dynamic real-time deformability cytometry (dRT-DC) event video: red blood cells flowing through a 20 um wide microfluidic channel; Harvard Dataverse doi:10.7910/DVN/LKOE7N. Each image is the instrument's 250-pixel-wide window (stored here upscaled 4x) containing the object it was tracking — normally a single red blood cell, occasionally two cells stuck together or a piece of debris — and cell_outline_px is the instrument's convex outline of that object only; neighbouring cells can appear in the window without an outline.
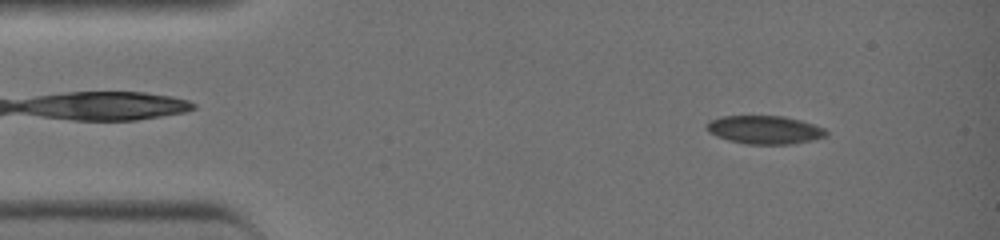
{"species": "common noctule bat (a hibernating species)", "species_latin": "Nyctalus noctula", "temperature_condition": "warm", "stored_images_in_passage": 41, "segment_of_instrument_passage": [1, 2], "camera_frame_rate_fps": 3000, "um_per_image_px": 0.085, "animal": {"sex": "female", "body_mass_g": 19.0, "forearm_length_mm": 51.5}, "frame": {"image": 1, "passage_image": 4, "time_ms": 1.0, "image_size_px": [1000, 240], "cell_outline_px": [[828, 132], [824, 136], [812, 140], [792, 144], [744, 144], [728, 140], [716, 136], [708, 132], [708, 120], [720, 116], [784, 116], [800, 120], [824, 128]], "centroid_in_image_um": [64.96, 11.03], "position_along_channel_um": 20.0, "area_um2": 19.65}}
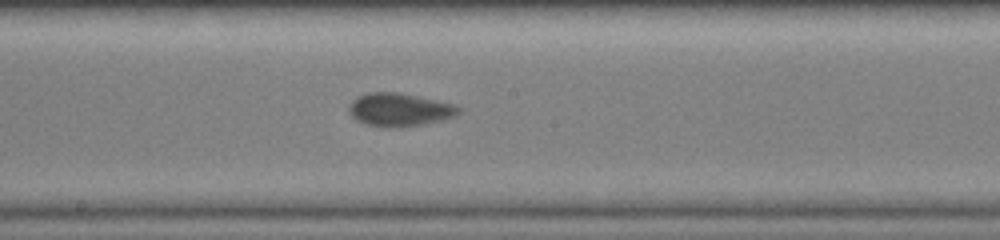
{"frame": {"image": 2, "passage_image": 22, "time_ms": 7.0, "image_size_px": [1000, 240], "cell_outline_px": [[460, 112], [456, 116], [444, 120], [424, 124], [400, 128], [384, 128], [368, 124], [356, 120], [348, 112], [348, 104], [356, 96], [368, 92], [400, 92], [456, 104], [460, 108]], "centroid_in_image_um": [33.96, 9.32], "position_along_channel_um": 214.2, "area_um2": 21.73}}
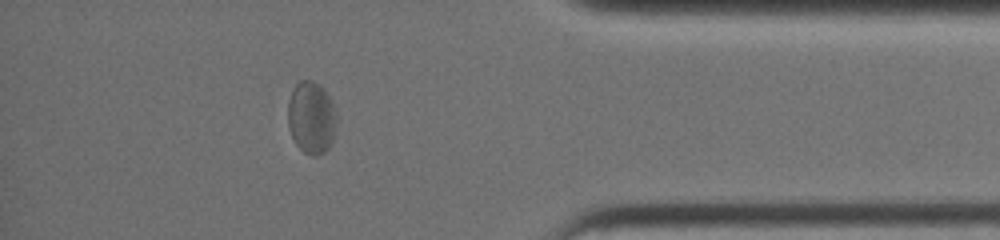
{"frame": {"image": 3, "passage_image": 36, "time_ms": 11.667, "image_size_px": [1000, 240], "cell_outline_px": [[336, 128], [332, 144], [324, 152], [316, 156], [312, 156], [304, 152], [296, 144], [288, 128], [288, 100], [292, 88], [300, 80], [312, 80], [320, 84], [324, 88], [332, 100], [336, 116]], "centroid_in_image_um": [26.47, 9.98], "position_along_channel_um": 408.7, "area_um2": 20.92}}